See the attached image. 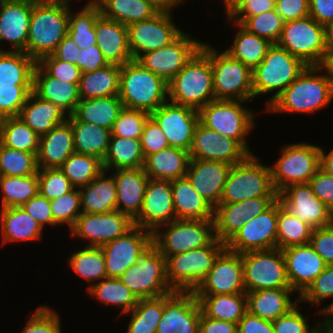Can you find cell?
Instances as JSON below:
<instances>
[{"label":"cell","mask_w":333,"mask_h":333,"mask_svg":"<svg viewBox=\"0 0 333 333\" xmlns=\"http://www.w3.org/2000/svg\"><path fill=\"white\" fill-rule=\"evenodd\" d=\"M87 291L104 305L120 306V316L129 313L138 302L137 297L119 278H104L93 283Z\"/></svg>","instance_id":"50"},{"label":"cell","mask_w":333,"mask_h":333,"mask_svg":"<svg viewBox=\"0 0 333 333\" xmlns=\"http://www.w3.org/2000/svg\"><path fill=\"white\" fill-rule=\"evenodd\" d=\"M333 298V265H327L323 272L319 274L307 290L299 297L300 302H310L312 306L323 304V300ZM321 307L317 313L323 314L331 305Z\"/></svg>","instance_id":"60"},{"label":"cell","mask_w":333,"mask_h":333,"mask_svg":"<svg viewBox=\"0 0 333 333\" xmlns=\"http://www.w3.org/2000/svg\"><path fill=\"white\" fill-rule=\"evenodd\" d=\"M298 306L272 321L274 333H318L317 326H308V318L302 315Z\"/></svg>","instance_id":"64"},{"label":"cell","mask_w":333,"mask_h":333,"mask_svg":"<svg viewBox=\"0 0 333 333\" xmlns=\"http://www.w3.org/2000/svg\"><path fill=\"white\" fill-rule=\"evenodd\" d=\"M60 170L74 188H82L104 171L103 160L80 153H72Z\"/></svg>","instance_id":"54"},{"label":"cell","mask_w":333,"mask_h":333,"mask_svg":"<svg viewBox=\"0 0 333 333\" xmlns=\"http://www.w3.org/2000/svg\"><path fill=\"white\" fill-rule=\"evenodd\" d=\"M72 12L70 10L67 34L80 50L96 45L94 23L101 15L99 7L93 1L88 0L87 4L78 13L74 14Z\"/></svg>","instance_id":"49"},{"label":"cell","mask_w":333,"mask_h":333,"mask_svg":"<svg viewBox=\"0 0 333 333\" xmlns=\"http://www.w3.org/2000/svg\"><path fill=\"white\" fill-rule=\"evenodd\" d=\"M189 161V151L168 147L146 156L142 168L149 179L173 181L186 176Z\"/></svg>","instance_id":"37"},{"label":"cell","mask_w":333,"mask_h":333,"mask_svg":"<svg viewBox=\"0 0 333 333\" xmlns=\"http://www.w3.org/2000/svg\"><path fill=\"white\" fill-rule=\"evenodd\" d=\"M241 256L246 292L291 288L281 249L251 251Z\"/></svg>","instance_id":"14"},{"label":"cell","mask_w":333,"mask_h":333,"mask_svg":"<svg viewBox=\"0 0 333 333\" xmlns=\"http://www.w3.org/2000/svg\"><path fill=\"white\" fill-rule=\"evenodd\" d=\"M167 95L168 83L143 68L136 60L121 66L119 98L124 108L151 114L167 102Z\"/></svg>","instance_id":"3"},{"label":"cell","mask_w":333,"mask_h":333,"mask_svg":"<svg viewBox=\"0 0 333 333\" xmlns=\"http://www.w3.org/2000/svg\"><path fill=\"white\" fill-rule=\"evenodd\" d=\"M280 154L275 164L270 166L277 194L290 185L309 183L320 169V146L298 142L282 147Z\"/></svg>","instance_id":"12"},{"label":"cell","mask_w":333,"mask_h":333,"mask_svg":"<svg viewBox=\"0 0 333 333\" xmlns=\"http://www.w3.org/2000/svg\"><path fill=\"white\" fill-rule=\"evenodd\" d=\"M310 245L326 265H333V224L313 229Z\"/></svg>","instance_id":"67"},{"label":"cell","mask_w":333,"mask_h":333,"mask_svg":"<svg viewBox=\"0 0 333 333\" xmlns=\"http://www.w3.org/2000/svg\"><path fill=\"white\" fill-rule=\"evenodd\" d=\"M112 175L116 184L117 210L134 220L142 209L149 176L142 167L117 169Z\"/></svg>","instance_id":"31"},{"label":"cell","mask_w":333,"mask_h":333,"mask_svg":"<svg viewBox=\"0 0 333 333\" xmlns=\"http://www.w3.org/2000/svg\"><path fill=\"white\" fill-rule=\"evenodd\" d=\"M103 171L89 184L79 189L81 213H107L117 210L116 184L113 175Z\"/></svg>","instance_id":"39"},{"label":"cell","mask_w":333,"mask_h":333,"mask_svg":"<svg viewBox=\"0 0 333 333\" xmlns=\"http://www.w3.org/2000/svg\"><path fill=\"white\" fill-rule=\"evenodd\" d=\"M150 117L162 129L170 147L190 150L199 123L198 110L168 100L152 112Z\"/></svg>","instance_id":"20"},{"label":"cell","mask_w":333,"mask_h":333,"mask_svg":"<svg viewBox=\"0 0 333 333\" xmlns=\"http://www.w3.org/2000/svg\"><path fill=\"white\" fill-rule=\"evenodd\" d=\"M320 169L333 176V149L328 154L320 147Z\"/></svg>","instance_id":"78"},{"label":"cell","mask_w":333,"mask_h":333,"mask_svg":"<svg viewBox=\"0 0 333 333\" xmlns=\"http://www.w3.org/2000/svg\"><path fill=\"white\" fill-rule=\"evenodd\" d=\"M171 190L176 219H214V208L194 189L186 176L171 181Z\"/></svg>","instance_id":"35"},{"label":"cell","mask_w":333,"mask_h":333,"mask_svg":"<svg viewBox=\"0 0 333 333\" xmlns=\"http://www.w3.org/2000/svg\"><path fill=\"white\" fill-rule=\"evenodd\" d=\"M140 143L144 157L170 147L162 129L151 117L145 123Z\"/></svg>","instance_id":"66"},{"label":"cell","mask_w":333,"mask_h":333,"mask_svg":"<svg viewBox=\"0 0 333 333\" xmlns=\"http://www.w3.org/2000/svg\"><path fill=\"white\" fill-rule=\"evenodd\" d=\"M155 7L159 12H172L174 8L184 0H145Z\"/></svg>","instance_id":"77"},{"label":"cell","mask_w":333,"mask_h":333,"mask_svg":"<svg viewBox=\"0 0 333 333\" xmlns=\"http://www.w3.org/2000/svg\"><path fill=\"white\" fill-rule=\"evenodd\" d=\"M227 20L228 23L231 22L240 29L235 35L233 45H230V47L224 51L253 70L262 62L273 43L256 34L248 32L240 24L232 22L229 18H227Z\"/></svg>","instance_id":"44"},{"label":"cell","mask_w":333,"mask_h":333,"mask_svg":"<svg viewBox=\"0 0 333 333\" xmlns=\"http://www.w3.org/2000/svg\"><path fill=\"white\" fill-rule=\"evenodd\" d=\"M165 295L151 299H139L137 305L127 314L131 321L126 333H156L162 318Z\"/></svg>","instance_id":"55"},{"label":"cell","mask_w":333,"mask_h":333,"mask_svg":"<svg viewBox=\"0 0 333 333\" xmlns=\"http://www.w3.org/2000/svg\"><path fill=\"white\" fill-rule=\"evenodd\" d=\"M238 333H274L272 321L264 320L256 315L245 313L237 324Z\"/></svg>","instance_id":"72"},{"label":"cell","mask_w":333,"mask_h":333,"mask_svg":"<svg viewBox=\"0 0 333 333\" xmlns=\"http://www.w3.org/2000/svg\"><path fill=\"white\" fill-rule=\"evenodd\" d=\"M257 197H278L270 167L249 154L243 161L231 166L219 204H229Z\"/></svg>","instance_id":"7"},{"label":"cell","mask_w":333,"mask_h":333,"mask_svg":"<svg viewBox=\"0 0 333 333\" xmlns=\"http://www.w3.org/2000/svg\"><path fill=\"white\" fill-rule=\"evenodd\" d=\"M21 207L32 216L42 228L47 224L54 227L50 201L39 193Z\"/></svg>","instance_id":"68"},{"label":"cell","mask_w":333,"mask_h":333,"mask_svg":"<svg viewBox=\"0 0 333 333\" xmlns=\"http://www.w3.org/2000/svg\"><path fill=\"white\" fill-rule=\"evenodd\" d=\"M245 102L249 101L212 100L198 110L199 122L221 136L236 140L249 154H253L246 136L255 127V119L252 110L243 106Z\"/></svg>","instance_id":"10"},{"label":"cell","mask_w":333,"mask_h":333,"mask_svg":"<svg viewBox=\"0 0 333 333\" xmlns=\"http://www.w3.org/2000/svg\"><path fill=\"white\" fill-rule=\"evenodd\" d=\"M74 134L75 152L104 159L109 148L111 130L82 121H69Z\"/></svg>","instance_id":"46"},{"label":"cell","mask_w":333,"mask_h":333,"mask_svg":"<svg viewBox=\"0 0 333 333\" xmlns=\"http://www.w3.org/2000/svg\"><path fill=\"white\" fill-rule=\"evenodd\" d=\"M282 253L291 289L300 297L327 265L310 243L282 249Z\"/></svg>","instance_id":"27"},{"label":"cell","mask_w":333,"mask_h":333,"mask_svg":"<svg viewBox=\"0 0 333 333\" xmlns=\"http://www.w3.org/2000/svg\"><path fill=\"white\" fill-rule=\"evenodd\" d=\"M74 152V134L72 125L67 120L40 136L37 167L38 169L60 168Z\"/></svg>","instance_id":"32"},{"label":"cell","mask_w":333,"mask_h":333,"mask_svg":"<svg viewBox=\"0 0 333 333\" xmlns=\"http://www.w3.org/2000/svg\"><path fill=\"white\" fill-rule=\"evenodd\" d=\"M164 226L167 229L160 230ZM215 238L214 219H176L160 225L152 232V244L165 258L169 255L205 247Z\"/></svg>","instance_id":"11"},{"label":"cell","mask_w":333,"mask_h":333,"mask_svg":"<svg viewBox=\"0 0 333 333\" xmlns=\"http://www.w3.org/2000/svg\"><path fill=\"white\" fill-rule=\"evenodd\" d=\"M246 293L243 262L240 253L224 249L213 263L205 279L194 290L195 295Z\"/></svg>","instance_id":"21"},{"label":"cell","mask_w":333,"mask_h":333,"mask_svg":"<svg viewBox=\"0 0 333 333\" xmlns=\"http://www.w3.org/2000/svg\"><path fill=\"white\" fill-rule=\"evenodd\" d=\"M172 12H158L152 18L127 26L128 46L133 60L140 55L167 46L183 31L173 22Z\"/></svg>","instance_id":"16"},{"label":"cell","mask_w":333,"mask_h":333,"mask_svg":"<svg viewBox=\"0 0 333 333\" xmlns=\"http://www.w3.org/2000/svg\"><path fill=\"white\" fill-rule=\"evenodd\" d=\"M101 15L126 26L147 20L159 11L145 0H93Z\"/></svg>","instance_id":"43"},{"label":"cell","mask_w":333,"mask_h":333,"mask_svg":"<svg viewBox=\"0 0 333 333\" xmlns=\"http://www.w3.org/2000/svg\"><path fill=\"white\" fill-rule=\"evenodd\" d=\"M33 85H0V119L17 117Z\"/></svg>","instance_id":"62"},{"label":"cell","mask_w":333,"mask_h":333,"mask_svg":"<svg viewBox=\"0 0 333 333\" xmlns=\"http://www.w3.org/2000/svg\"><path fill=\"white\" fill-rule=\"evenodd\" d=\"M54 227L65 224L71 230L81 214V195L77 188L50 201Z\"/></svg>","instance_id":"58"},{"label":"cell","mask_w":333,"mask_h":333,"mask_svg":"<svg viewBox=\"0 0 333 333\" xmlns=\"http://www.w3.org/2000/svg\"><path fill=\"white\" fill-rule=\"evenodd\" d=\"M2 245L17 241H35L43 237L42 226L22 207L0 209Z\"/></svg>","instance_id":"40"},{"label":"cell","mask_w":333,"mask_h":333,"mask_svg":"<svg viewBox=\"0 0 333 333\" xmlns=\"http://www.w3.org/2000/svg\"><path fill=\"white\" fill-rule=\"evenodd\" d=\"M293 293L291 288L246 292L247 311L261 319L274 321L300 303L299 296L291 300Z\"/></svg>","instance_id":"34"},{"label":"cell","mask_w":333,"mask_h":333,"mask_svg":"<svg viewBox=\"0 0 333 333\" xmlns=\"http://www.w3.org/2000/svg\"><path fill=\"white\" fill-rule=\"evenodd\" d=\"M175 220L171 181L149 179L142 209L133 220L134 225L153 232L160 225Z\"/></svg>","instance_id":"25"},{"label":"cell","mask_w":333,"mask_h":333,"mask_svg":"<svg viewBox=\"0 0 333 333\" xmlns=\"http://www.w3.org/2000/svg\"><path fill=\"white\" fill-rule=\"evenodd\" d=\"M276 0H246L230 17H251L275 9Z\"/></svg>","instance_id":"73"},{"label":"cell","mask_w":333,"mask_h":333,"mask_svg":"<svg viewBox=\"0 0 333 333\" xmlns=\"http://www.w3.org/2000/svg\"><path fill=\"white\" fill-rule=\"evenodd\" d=\"M325 73L320 74V72ZM333 99V64L307 66L265 109L267 112L315 113Z\"/></svg>","instance_id":"1"},{"label":"cell","mask_w":333,"mask_h":333,"mask_svg":"<svg viewBox=\"0 0 333 333\" xmlns=\"http://www.w3.org/2000/svg\"><path fill=\"white\" fill-rule=\"evenodd\" d=\"M198 333H238L237 324L213 319L201 311Z\"/></svg>","instance_id":"75"},{"label":"cell","mask_w":333,"mask_h":333,"mask_svg":"<svg viewBox=\"0 0 333 333\" xmlns=\"http://www.w3.org/2000/svg\"><path fill=\"white\" fill-rule=\"evenodd\" d=\"M309 16L326 27L333 22V0H309Z\"/></svg>","instance_id":"74"},{"label":"cell","mask_w":333,"mask_h":333,"mask_svg":"<svg viewBox=\"0 0 333 333\" xmlns=\"http://www.w3.org/2000/svg\"><path fill=\"white\" fill-rule=\"evenodd\" d=\"M326 45L328 49V65L333 63V22L326 26Z\"/></svg>","instance_id":"79"},{"label":"cell","mask_w":333,"mask_h":333,"mask_svg":"<svg viewBox=\"0 0 333 333\" xmlns=\"http://www.w3.org/2000/svg\"><path fill=\"white\" fill-rule=\"evenodd\" d=\"M313 229L309 224L292 216L278 200L277 248L282 250L291 246L309 244Z\"/></svg>","instance_id":"51"},{"label":"cell","mask_w":333,"mask_h":333,"mask_svg":"<svg viewBox=\"0 0 333 333\" xmlns=\"http://www.w3.org/2000/svg\"><path fill=\"white\" fill-rule=\"evenodd\" d=\"M46 305L39 306L21 333H62L60 316Z\"/></svg>","instance_id":"63"},{"label":"cell","mask_w":333,"mask_h":333,"mask_svg":"<svg viewBox=\"0 0 333 333\" xmlns=\"http://www.w3.org/2000/svg\"><path fill=\"white\" fill-rule=\"evenodd\" d=\"M144 158L140 139L111 136L103 166L105 171L140 168L143 167Z\"/></svg>","instance_id":"45"},{"label":"cell","mask_w":333,"mask_h":333,"mask_svg":"<svg viewBox=\"0 0 333 333\" xmlns=\"http://www.w3.org/2000/svg\"><path fill=\"white\" fill-rule=\"evenodd\" d=\"M70 1L33 0L26 54L39 62L52 55L68 33Z\"/></svg>","instance_id":"2"},{"label":"cell","mask_w":333,"mask_h":333,"mask_svg":"<svg viewBox=\"0 0 333 333\" xmlns=\"http://www.w3.org/2000/svg\"><path fill=\"white\" fill-rule=\"evenodd\" d=\"M36 64L25 52L0 51V85H33Z\"/></svg>","instance_id":"47"},{"label":"cell","mask_w":333,"mask_h":333,"mask_svg":"<svg viewBox=\"0 0 333 333\" xmlns=\"http://www.w3.org/2000/svg\"><path fill=\"white\" fill-rule=\"evenodd\" d=\"M37 171V156L34 153L12 149L0 143V176H30Z\"/></svg>","instance_id":"57"},{"label":"cell","mask_w":333,"mask_h":333,"mask_svg":"<svg viewBox=\"0 0 333 333\" xmlns=\"http://www.w3.org/2000/svg\"><path fill=\"white\" fill-rule=\"evenodd\" d=\"M278 200L292 216L314 229L333 224V211L318 199L309 183L288 186L278 194Z\"/></svg>","instance_id":"22"},{"label":"cell","mask_w":333,"mask_h":333,"mask_svg":"<svg viewBox=\"0 0 333 333\" xmlns=\"http://www.w3.org/2000/svg\"><path fill=\"white\" fill-rule=\"evenodd\" d=\"M240 24L248 32L265 38L273 44H277L283 30L284 21L280 14L273 9L251 17H229Z\"/></svg>","instance_id":"56"},{"label":"cell","mask_w":333,"mask_h":333,"mask_svg":"<svg viewBox=\"0 0 333 333\" xmlns=\"http://www.w3.org/2000/svg\"><path fill=\"white\" fill-rule=\"evenodd\" d=\"M39 194L49 201L59 198L74 189L60 168L38 169Z\"/></svg>","instance_id":"59"},{"label":"cell","mask_w":333,"mask_h":333,"mask_svg":"<svg viewBox=\"0 0 333 333\" xmlns=\"http://www.w3.org/2000/svg\"><path fill=\"white\" fill-rule=\"evenodd\" d=\"M152 244V232L133 226L124 235L100 246L108 278H119Z\"/></svg>","instance_id":"17"},{"label":"cell","mask_w":333,"mask_h":333,"mask_svg":"<svg viewBox=\"0 0 333 333\" xmlns=\"http://www.w3.org/2000/svg\"><path fill=\"white\" fill-rule=\"evenodd\" d=\"M97 46L108 64L122 66L133 60L128 46L127 26L100 15L95 23Z\"/></svg>","instance_id":"30"},{"label":"cell","mask_w":333,"mask_h":333,"mask_svg":"<svg viewBox=\"0 0 333 333\" xmlns=\"http://www.w3.org/2000/svg\"><path fill=\"white\" fill-rule=\"evenodd\" d=\"M246 0H225L224 1V8L226 10V18H229L239 7L240 5Z\"/></svg>","instance_id":"80"},{"label":"cell","mask_w":333,"mask_h":333,"mask_svg":"<svg viewBox=\"0 0 333 333\" xmlns=\"http://www.w3.org/2000/svg\"><path fill=\"white\" fill-rule=\"evenodd\" d=\"M278 197H257L244 201L218 204L214 209L216 238L227 243L245 222L268 209Z\"/></svg>","instance_id":"26"},{"label":"cell","mask_w":333,"mask_h":333,"mask_svg":"<svg viewBox=\"0 0 333 333\" xmlns=\"http://www.w3.org/2000/svg\"><path fill=\"white\" fill-rule=\"evenodd\" d=\"M210 46L203 43L201 50L211 60L215 99L253 100L252 70L227 52L219 53Z\"/></svg>","instance_id":"8"},{"label":"cell","mask_w":333,"mask_h":333,"mask_svg":"<svg viewBox=\"0 0 333 333\" xmlns=\"http://www.w3.org/2000/svg\"><path fill=\"white\" fill-rule=\"evenodd\" d=\"M1 208L21 207L38 191V172L30 176H0Z\"/></svg>","instance_id":"52"},{"label":"cell","mask_w":333,"mask_h":333,"mask_svg":"<svg viewBox=\"0 0 333 333\" xmlns=\"http://www.w3.org/2000/svg\"><path fill=\"white\" fill-rule=\"evenodd\" d=\"M18 117L35 133L42 136L55 126L66 122L69 115L59 106L41 99L32 91Z\"/></svg>","instance_id":"36"},{"label":"cell","mask_w":333,"mask_h":333,"mask_svg":"<svg viewBox=\"0 0 333 333\" xmlns=\"http://www.w3.org/2000/svg\"><path fill=\"white\" fill-rule=\"evenodd\" d=\"M201 311L194 292H171L165 295L156 333H198Z\"/></svg>","instance_id":"23"},{"label":"cell","mask_w":333,"mask_h":333,"mask_svg":"<svg viewBox=\"0 0 333 333\" xmlns=\"http://www.w3.org/2000/svg\"><path fill=\"white\" fill-rule=\"evenodd\" d=\"M278 199L263 213L248 219L243 227L225 244L235 253L276 248Z\"/></svg>","instance_id":"18"},{"label":"cell","mask_w":333,"mask_h":333,"mask_svg":"<svg viewBox=\"0 0 333 333\" xmlns=\"http://www.w3.org/2000/svg\"><path fill=\"white\" fill-rule=\"evenodd\" d=\"M232 165L224 162L190 159L186 177L194 189L215 209Z\"/></svg>","instance_id":"29"},{"label":"cell","mask_w":333,"mask_h":333,"mask_svg":"<svg viewBox=\"0 0 333 333\" xmlns=\"http://www.w3.org/2000/svg\"><path fill=\"white\" fill-rule=\"evenodd\" d=\"M33 0H3L0 4V42H9L13 52H25Z\"/></svg>","instance_id":"28"},{"label":"cell","mask_w":333,"mask_h":333,"mask_svg":"<svg viewBox=\"0 0 333 333\" xmlns=\"http://www.w3.org/2000/svg\"><path fill=\"white\" fill-rule=\"evenodd\" d=\"M40 136L18 116L0 119V143L6 147L34 153L39 151Z\"/></svg>","instance_id":"48"},{"label":"cell","mask_w":333,"mask_h":333,"mask_svg":"<svg viewBox=\"0 0 333 333\" xmlns=\"http://www.w3.org/2000/svg\"><path fill=\"white\" fill-rule=\"evenodd\" d=\"M133 226V220L118 210L96 214L81 213L70 232L71 236L89 240L87 246L100 247L124 235Z\"/></svg>","instance_id":"19"},{"label":"cell","mask_w":333,"mask_h":333,"mask_svg":"<svg viewBox=\"0 0 333 333\" xmlns=\"http://www.w3.org/2000/svg\"><path fill=\"white\" fill-rule=\"evenodd\" d=\"M168 97L196 110L215 100L211 60L201 49L168 83Z\"/></svg>","instance_id":"4"},{"label":"cell","mask_w":333,"mask_h":333,"mask_svg":"<svg viewBox=\"0 0 333 333\" xmlns=\"http://www.w3.org/2000/svg\"><path fill=\"white\" fill-rule=\"evenodd\" d=\"M307 67L278 44H272L262 62L252 70L255 97L275 91L268 99L267 108Z\"/></svg>","instance_id":"5"},{"label":"cell","mask_w":333,"mask_h":333,"mask_svg":"<svg viewBox=\"0 0 333 333\" xmlns=\"http://www.w3.org/2000/svg\"><path fill=\"white\" fill-rule=\"evenodd\" d=\"M149 118L150 114L145 111L123 108L114 122L111 136L140 139Z\"/></svg>","instance_id":"61"},{"label":"cell","mask_w":333,"mask_h":333,"mask_svg":"<svg viewBox=\"0 0 333 333\" xmlns=\"http://www.w3.org/2000/svg\"><path fill=\"white\" fill-rule=\"evenodd\" d=\"M309 184L318 199L333 211V176L319 169Z\"/></svg>","instance_id":"69"},{"label":"cell","mask_w":333,"mask_h":333,"mask_svg":"<svg viewBox=\"0 0 333 333\" xmlns=\"http://www.w3.org/2000/svg\"><path fill=\"white\" fill-rule=\"evenodd\" d=\"M119 279L137 299H151L174 290L166 277V258L151 244L135 265L130 266Z\"/></svg>","instance_id":"13"},{"label":"cell","mask_w":333,"mask_h":333,"mask_svg":"<svg viewBox=\"0 0 333 333\" xmlns=\"http://www.w3.org/2000/svg\"><path fill=\"white\" fill-rule=\"evenodd\" d=\"M203 42L183 32L171 44L140 55L136 61L169 83L201 49Z\"/></svg>","instance_id":"15"},{"label":"cell","mask_w":333,"mask_h":333,"mask_svg":"<svg viewBox=\"0 0 333 333\" xmlns=\"http://www.w3.org/2000/svg\"><path fill=\"white\" fill-rule=\"evenodd\" d=\"M33 92L41 99L59 106L69 116L80 101L77 84L50 76L38 63L33 73Z\"/></svg>","instance_id":"33"},{"label":"cell","mask_w":333,"mask_h":333,"mask_svg":"<svg viewBox=\"0 0 333 333\" xmlns=\"http://www.w3.org/2000/svg\"><path fill=\"white\" fill-rule=\"evenodd\" d=\"M124 105L119 95L94 99H80L68 121H82L112 130Z\"/></svg>","instance_id":"38"},{"label":"cell","mask_w":333,"mask_h":333,"mask_svg":"<svg viewBox=\"0 0 333 333\" xmlns=\"http://www.w3.org/2000/svg\"><path fill=\"white\" fill-rule=\"evenodd\" d=\"M37 63L50 76L79 86L81 71L76 65L56 59L53 55L45 56Z\"/></svg>","instance_id":"65"},{"label":"cell","mask_w":333,"mask_h":333,"mask_svg":"<svg viewBox=\"0 0 333 333\" xmlns=\"http://www.w3.org/2000/svg\"><path fill=\"white\" fill-rule=\"evenodd\" d=\"M121 66L108 64L106 67L81 73L79 82L80 99H94L119 95Z\"/></svg>","instance_id":"42"},{"label":"cell","mask_w":333,"mask_h":333,"mask_svg":"<svg viewBox=\"0 0 333 333\" xmlns=\"http://www.w3.org/2000/svg\"><path fill=\"white\" fill-rule=\"evenodd\" d=\"M195 296L202 311L213 319L238 324L247 312L246 293Z\"/></svg>","instance_id":"41"},{"label":"cell","mask_w":333,"mask_h":333,"mask_svg":"<svg viewBox=\"0 0 333 333\" xmlns=\"http://www.w3.org/2000/svg\"><path fill=\"white\" fill-rule=\"evenodd\" d=\"M277 44L307 66L328 65L326 27L311 16L284 22Z\"/></svg>","instance_id":"9"},{"label":"cell","mask_w":333,"mask_h":333,"mask_svg":"<svg viewBox=\"0 0 333 333\" xmlns=\"http://www.w3.org/2000/svg\"><path fill=\"white\" fill-rule=\"evenodd\" d=\"M225 243L215 238L209 245L166 257V277L174 291L194 292L205 279Z\"/></svg>","instance_id":"6"},{"label":"cell","mask_w":333,"mask_h":333,"mask_svg":"<svg viewBox=\"0 0 333 333\" xmlns=\"http://www.w3.org/2000/svg\"><path fill=\"white\" fill-rule=\"evenodd\" d=\"M107 65L108 63L104 59L103 53L97 44L80 50L77 67L80 69L81 73L92 72L104 68Z\"/></svg>","instance_id":"71"},{"label":"cell","mask_w":333,"mask_h":333,"mask_svg":"<svg viewBox=\"0 0 333 333\" xmlns=\"http://www.w3.org/2000/svg\"><path fill=\"white\" fill-rule=\"evenodd\" d=\"M275 9L284 22L309 16V0H276Z\"/></svg>","instance_id":"70"},{"label":"cell","mask_w":333,"mask_h":333,"mask_svg":"<svg viewBox=\"0 0 333 333\" xmlns=\"http://www.w3.org/2000/svg\"><path fill=\"white\" fill-rule=\"evenodd\" d=\"M190 159L213 160L230 165L243 161L249 153L234 139L221 136L218 132L197 124Z\"/></svg>","instance_id":"24"},{"label":"cell","mask_w":333,"mask_h":333,"mask_svg":"<svg viewBox=\"0 0 333 333\" xmlns=\"http://www.w3.org/2000/svg\"><path fill=\"white\" fill-rule=\"evenodd\" d=\"M68 262L77 275L90 283L87 289L92 286V282L107 278L105 257L100 247L85 246L84 249L73 252Z\"/></svg>","instance_id":"53"},{"label":"cell","mask_w":333,"mask_h":333,"mask_svg":"<svg viewBox=\"0 0 333 333\" xmlns=\"http://www.w3.org/2000/svg\"><path fill=\"white\" fill-rule=\"evenodd\" d=\"M56 59L74 64L77 66L80 49L76 43L67 34L64 39L57 45L56 50L52 54Z\"/></svg>","instance_id":"76"}]
</instances>
